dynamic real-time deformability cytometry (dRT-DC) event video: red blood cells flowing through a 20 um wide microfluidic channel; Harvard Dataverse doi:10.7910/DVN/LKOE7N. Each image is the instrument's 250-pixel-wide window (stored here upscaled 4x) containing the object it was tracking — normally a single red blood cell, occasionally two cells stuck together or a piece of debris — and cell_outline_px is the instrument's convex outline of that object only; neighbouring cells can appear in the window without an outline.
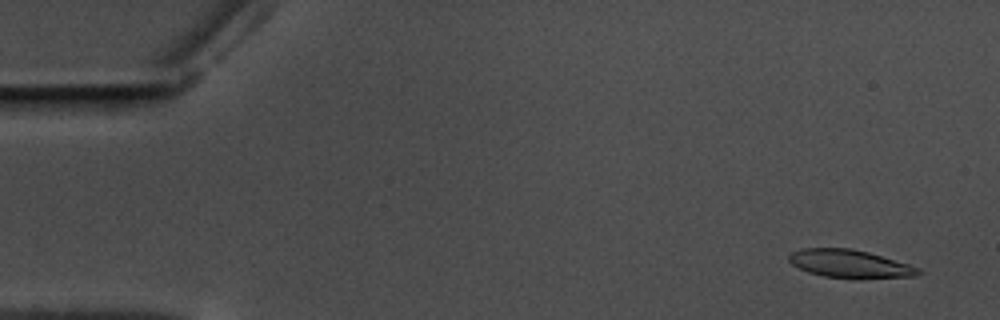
{"species": "common noctule bat (a hibernating species)", "species_latin": "Nyctalus noctula", "temperature_condition": "warm", "stored_images_in_passage": 59, "camera_frame_rate_fps": 3000, "um_per_image_px": 0.085, "animal": {"sex": "male", "body_mass_g": 17.5, "forearm_length_mm": 52.3}, "frame": {"image": 1, "passage_image": 4, "time_ms": 1.0, "image_size_px": [1000, 320], "cell_outline_px": [[924, 272], [916, 276], [856, 280], [824, 276], [808, 272], [792, 264], [788, 260], [788, 256], [792, 252], [804, 248], [852, 248], [868, 252], [908, 264], [920, 268]], "centroid_in_image_um": [72.28, 22.45], "position_along_channel_um": 12.7, "area_um2": 21.5}}
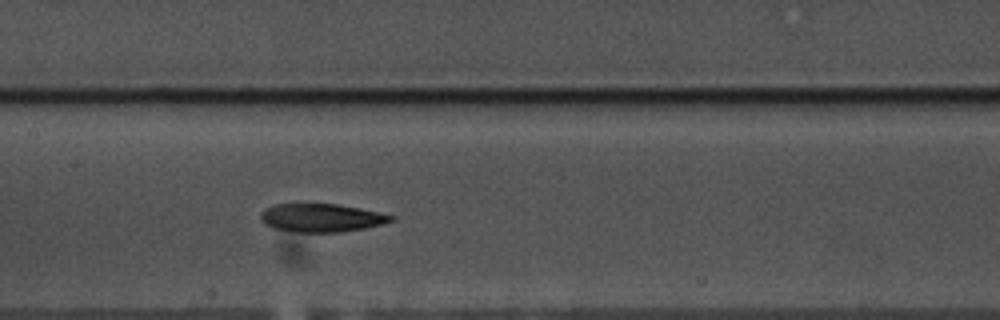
{"frame": {"image": 2, "passage_image": 29, "time_ms": 9.333, "image_size_px": [1000, 320], "cell_outline_px": [[396, 216], [392, 220], [384, 224], [364, 228], [340, 232], [296, 232], [272, 228], [264, 224], [260, 220], [260, 212], [264, 208], [276, 204], [336, 204], [360, 208], [380, 212]], "centroid_in_image_um": [27.29, 18.51], "position_along_channel_um": 180.1, "area_um2": 21.62}}
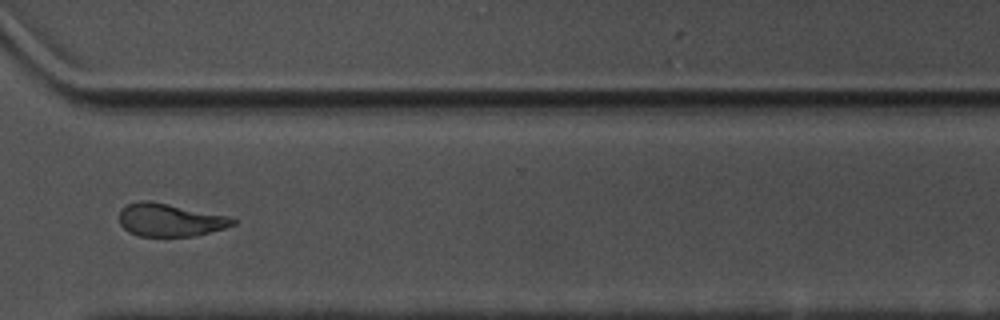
{"frame": {"image": 3, "passage_image": 44, "time_ms": 14.333, "image_size_px": [1000, 320], "cell_outline_px": [[236, 224], [224, 228], [196, 236], [140, 236], [128, 232], [120, 224], [120, 208], [136, 200], [148, 200], [232, 216], [236, 220]], "centroid_in_image_um": [14.46, 18.69], "position_along_channel_um": 356.1, "area_um2": 22.02}, "authors_computed_cell_mechanics": {"area_um2": 22.1952, "velocity_mm_per_s": 3.5181, "shape_relaxation_time_tau1_ms": 5.9507, "shape_relaxation_time_tau2_ms": 5.1574, "deformation_change_tau1": 0.1984, "deformation_change_tau2": 0.1333}}